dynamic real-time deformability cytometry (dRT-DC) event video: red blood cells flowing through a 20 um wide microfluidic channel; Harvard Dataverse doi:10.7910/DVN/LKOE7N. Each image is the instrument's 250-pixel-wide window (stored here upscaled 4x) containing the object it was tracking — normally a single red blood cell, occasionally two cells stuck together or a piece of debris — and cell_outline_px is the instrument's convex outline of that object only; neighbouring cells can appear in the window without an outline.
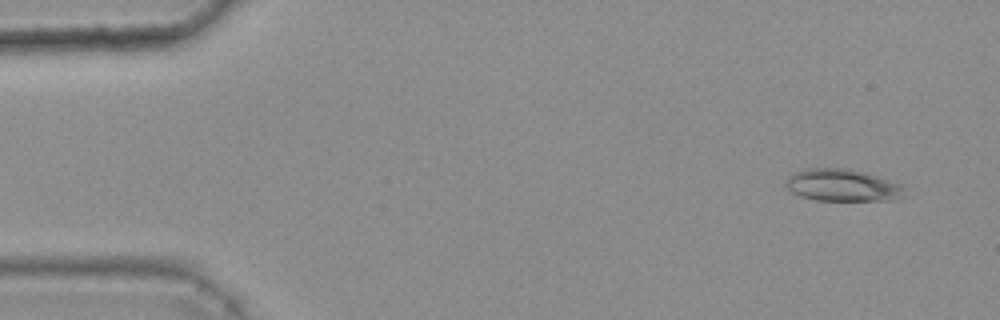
{"species": "common noctule bat (a hibernating species)", "species_latin": "Nyctalus noctula", "temperature_condition": "warm", "stored_images_in_passage": 47, "camera_frame_rate_fps": 3000, "um_per_image_px": 0.085, "animal": {"sex": "female", "body_mass_g": 25.1}, "frame": {"image": 1, "passage_image": 4, "time_ms": 1.0, "image_size_px": [1000, 320], "cell_outline_px": [[908, 188], [896, 200], [816, 200], [800, 196], [792, 192], [784, 184], [788, 176], [796, 172], [808, 168], [848, 168], [864, 172], [904, 184]], "centroid_in_image_um": [71.64, 15.74], "position_along_channel_um": 13.4, "area_um2": 22.37}}
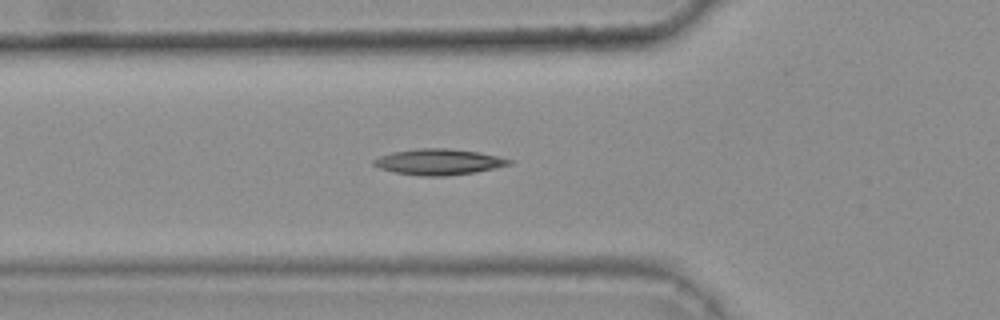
{"frame": {"image": 2, "passage_image": 19, "time_ms": 6.0, "image_size_px": [1000, 320], "cell_outline_px": [[512, 164], [476, 172], [444, 176], [420, 176], [392, 172], [380, 168], [372, 164], [372, 160], [380, 156], [392, 152], [416, 148], [448, 148], [480, 152], [512, 160]], "centroid_in_image_um": [37.25, 13.76], "position_along_channel_um": 88.5, "area_um2": 20.52}}
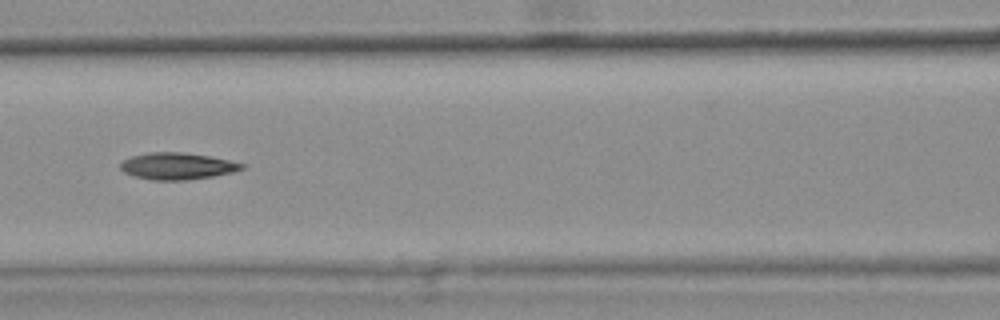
{"frame": {"image": 3, "passage_image": 24, "time_ms": 7.667, "image_size_px": [1000, 320], "cell_outline_px": [[248, 164], [244, 168], [232, 172], [212, 176], [188, 180], [152, 180], [136, 176], [124, 172], [120, 168], [120, 164], [124, 160], [132, 156], [148, 152], [180, 152], [208, 156]], "centroid_in_image_um": [15.08, 14.12], "position_along_channel_um": 151.5, "area_um2": 18.79}, "authors_computed_cell_mechanics": {"area_um2": 19.074, "velocity_mm_per_s": 3.7533, "shape_relaxation_time_tau1_ms": null, "shape_relaxation_time_tau2_ms": 5.3611, "deformation_change_tau1": null, "deformation_change_tau2": 0.1495}}